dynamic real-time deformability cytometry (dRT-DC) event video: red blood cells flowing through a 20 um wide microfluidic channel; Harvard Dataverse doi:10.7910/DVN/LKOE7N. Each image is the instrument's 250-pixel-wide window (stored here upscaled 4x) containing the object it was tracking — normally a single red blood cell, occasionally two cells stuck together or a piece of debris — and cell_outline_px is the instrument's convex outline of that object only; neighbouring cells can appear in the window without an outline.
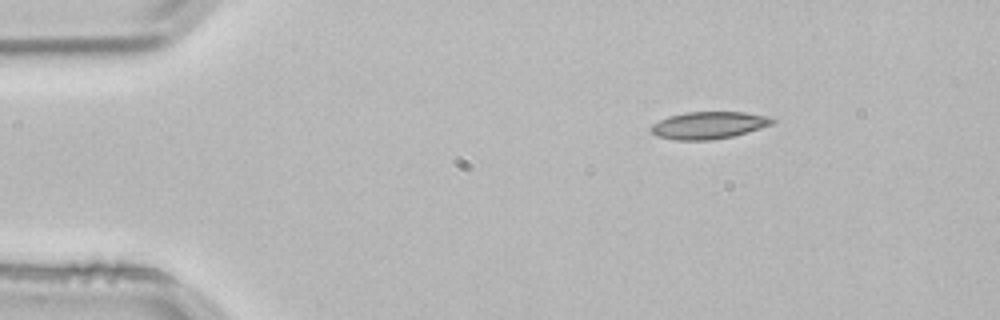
{"species": "common noctule bat (a hibernating species)", "species_latin": "Nyctalus noctula", "temperature_condition": "room temperature", "stored_images_in_passage": 2, "camera_frame_rate_fps": 3000, "um_per_image_px": 0.085, "animal": {"sex": "male", "body_mass_g": 21.5, "forearm_length_mm": 52.0}, "frame": {"image": 1, "passage_image": 1, "time_ms": 0.0, "image_size_px": [1000, 320], "cell_outline_px": [[776, 120], [772, 124], [760, 128], [732, 136], [712, 140], [676, 140], [656, 136], [652, 132], [652, 124], [668, 116], [688, 112], [744, 112], [768, 116]], "centroid_in_image_um": [60.24, 10.64], "position_along_channel_um": 24.8, "area_um2": 19.07}}